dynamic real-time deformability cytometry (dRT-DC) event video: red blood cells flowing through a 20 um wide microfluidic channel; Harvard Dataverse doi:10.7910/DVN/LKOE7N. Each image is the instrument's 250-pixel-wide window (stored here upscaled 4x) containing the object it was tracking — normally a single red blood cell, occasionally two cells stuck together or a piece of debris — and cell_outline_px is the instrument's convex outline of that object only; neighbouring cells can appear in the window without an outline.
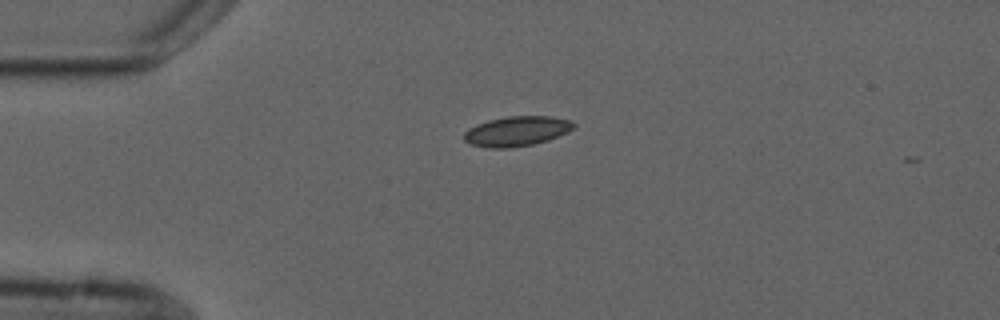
{"species": "common noctule bat (a hibernating species)", "species_latin": "Nyctalus noctula", "temperature_condition": "cold", "stored_images_in_passage": 5, "camera_frame_rate_fps": 3000, "um_per_image_px": 0.085, "animal": {"sex": "male", "forearm_length_mm": 52.5}, "frame": {"image": 1, "passage_image": 5, "time_ms": 5.667, "image_size_px": [1000, 320], "cell_outline_px": [[576, 124], [568, 132], [548, 140], [532, 144], [508, 148], [488, 148], [472, 144], [464, 140], [464, 132], [468, 128], [476, 124], [488, 120], [508, 116], [552, 116], [568, 120]], "centroid_in_image_um": [43.9, 11.14], "position_along_channel_um": 41.1, "area_um2": 19.02}}